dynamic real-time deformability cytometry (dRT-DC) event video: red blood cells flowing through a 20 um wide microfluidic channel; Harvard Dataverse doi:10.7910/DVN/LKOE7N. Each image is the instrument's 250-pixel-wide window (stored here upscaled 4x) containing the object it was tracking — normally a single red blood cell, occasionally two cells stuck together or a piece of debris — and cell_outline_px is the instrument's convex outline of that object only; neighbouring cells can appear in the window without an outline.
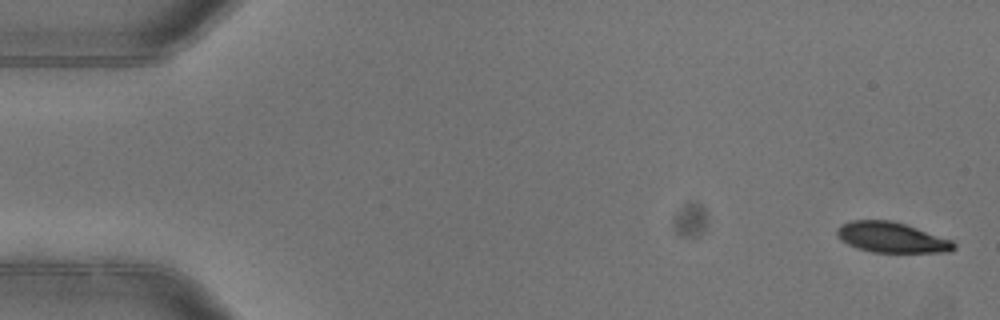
{"species": "common noctule bat (a hibernating species)", "species_latin": "Nyctalus noctula", "temperature_condition": "warm", "stored_images_in_passage": 4, "camera_frame_rate_fps": 3000, "um_per_image_px": 0.085, "animal": {"sex": "female"}, "frame": {"image": 1, "passage_image": 1, "time_ms": 0.0, "image_size_px": [1000, 320], "cell_outline_px": [[956, 248], [948, 252], [872, 252], [856, 248], [840, 240], [836, 236], [836, 228], [840, 224], [852, 220], [892, 220], [952, 240], [956, 244]], "centroid_in_image_um": [75.74, 20.18], "position_along_channel_um": 9.3, "area_um2": 20.75}}
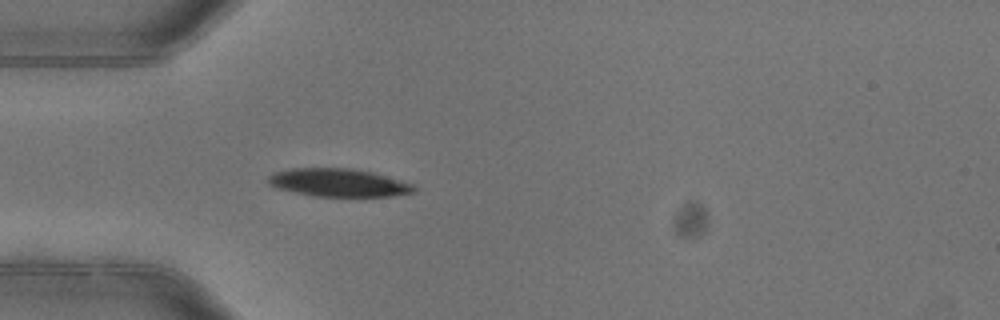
{"frame": {"image": 2, "passage_image": 4, "time_ms": 1.0, "image_size_px": [1000, 320], "cell_outline_px": [[416, 192], [392, 196], [312, 196], [276, 188], [268, 184], [268, 176], [276, 172], [292, 168], [352, 168], [372, 172], [412, 184], [416, 188]], "centroid_in_image_um": [28.75, 15.53], "position_along_channel_um": 56.2, "area_um2": 23.7}}